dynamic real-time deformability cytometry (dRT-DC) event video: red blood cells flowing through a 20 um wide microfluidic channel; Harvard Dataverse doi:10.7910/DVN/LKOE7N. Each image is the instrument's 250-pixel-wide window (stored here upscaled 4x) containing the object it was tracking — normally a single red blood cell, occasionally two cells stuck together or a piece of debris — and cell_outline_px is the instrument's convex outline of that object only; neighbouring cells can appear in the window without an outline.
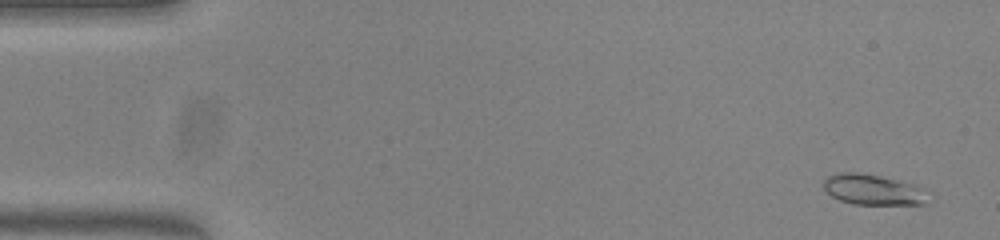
{"species": "common noctule bat (a hibernating species)", "species_latin": "Nyctalus noctula", "temperature_condition": "warm", "stored_images_in_passage": 54, "camera_frame_rate_fps": 3000, "um_per_image_px": 0.085, "animal": {"sex": "female", "body_mass_g": 23.0, "forearm_length_mm": 53.4}, "frame": {"image": 1, "passage_image": 3, "time_ms": 0.667, "image_size_px": [1000, 240], "cell_outline_px": [[924, 204], [852, 204], [840, 200], [832, 196], [824, 188], [824, 180], [828, 176], [840, 172], [856, 172], [880, 176], [912, 184], [920, 188]], "centroid_in_image_um": [74.07, 16.11], "position_along_channel_um": 10.9, "area_um2": 17.86}}
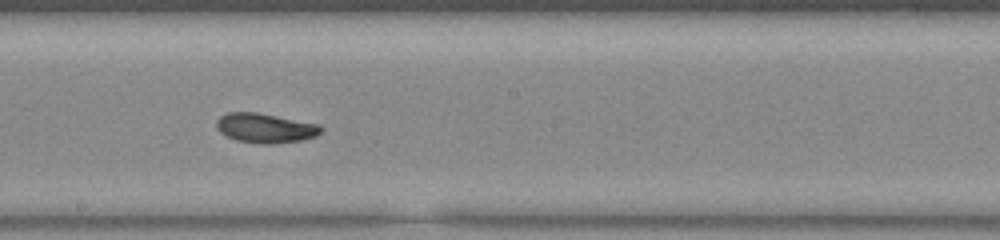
{"frame": {"image": 2, "passage_image": 30, "time_ms": 9.667, "image_size_px": [1000, 240], "cell_outline_px": [[324, 128], [316, 136], [300, 140], [272, 144], [260, 144], [236, 140], [220, 132], [216, 128], [216, 120], [220, 116], [228, 112], [256, 112], [320, 124]], "centroid_in_image_um": [22.54, 10.88], "position_along_channel_um": 225.7, "area_um2": 18.03}}
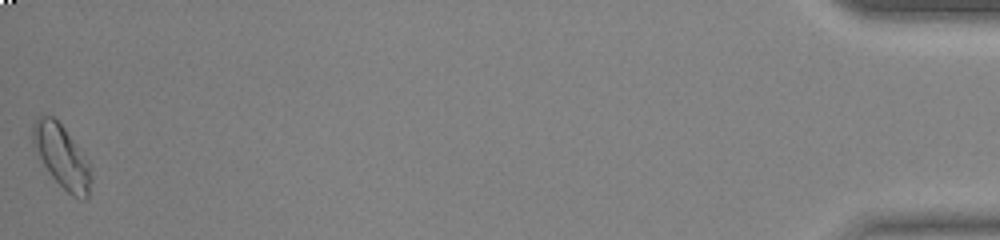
{"frame": {"image": 3, "passage_image": 54, "time_ms": 17.667, "image_size_px": [1000, 240], "cell_outline_px": [[92, 180], [88, 200], [80, 200], [72, 196], [52, 176], [44, 164], [32, 144], [32, 124], [36, 116], [52, 116], [64, 128], [88, 160], [92, 172]], "centroid_in_image_um": [5.28, 13.32], "position_along_channel_um": 429.9, "area_um2": 21.33}, "authors_computed_cell_mechanics": {"area_um2": 17.9469, "velocity_mm_per_s": 3.8081, "shape_relaxation_time_tau1_ms": null, "shape_relaxation_time_tau2_ms": 2.4706, "deformation_change_tau1": null, "deformation_change_tau2": 0.0665}}